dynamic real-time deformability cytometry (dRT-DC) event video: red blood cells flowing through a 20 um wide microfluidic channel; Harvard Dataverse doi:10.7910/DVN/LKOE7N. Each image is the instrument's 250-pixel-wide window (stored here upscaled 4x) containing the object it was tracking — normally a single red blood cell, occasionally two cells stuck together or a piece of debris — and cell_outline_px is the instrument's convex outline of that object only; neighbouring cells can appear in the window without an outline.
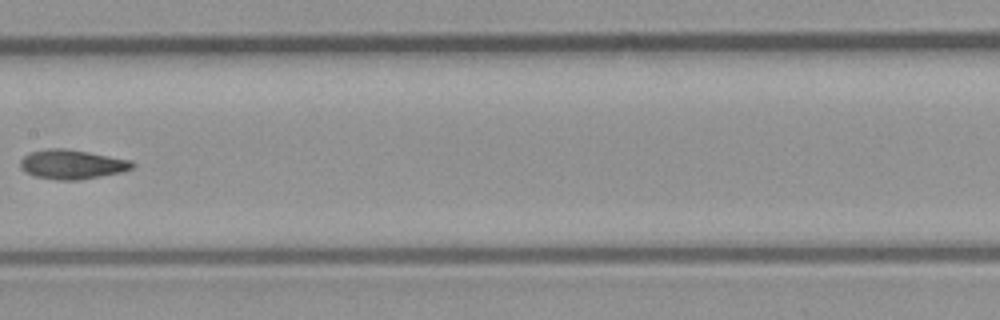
{"species": "common noctule bat (a hibernating species)", "species_latin": "Nyctalus noctula", "temperature_condition": "room temperature", "stored_images_in_passage": 8, "camera_frame_rate_fps": 3000, "um_per_image_px": 0.085, "animal": {"sex": "male", "body_mass_g": 23.1, "forearm_length_mm": 52.7}, "frame": {"image": 1, "passage_image": 7, "time_ms": 2.0, "image_size_px": [1000, 320], "cell_outline_px": [[136, 164], [132, 168], [120, 172], [80, 180], [56, 180], [32, 176], [24, 172], [20, 168], [20, 160], [24, 156], [32, 152], [48, 148], [64, 148], [88, 152], [132, 160]], "centroid_in_image_um": [6.09, 13.98], "position_along_channel_um": 201.3, "area_um2": 19.25}}
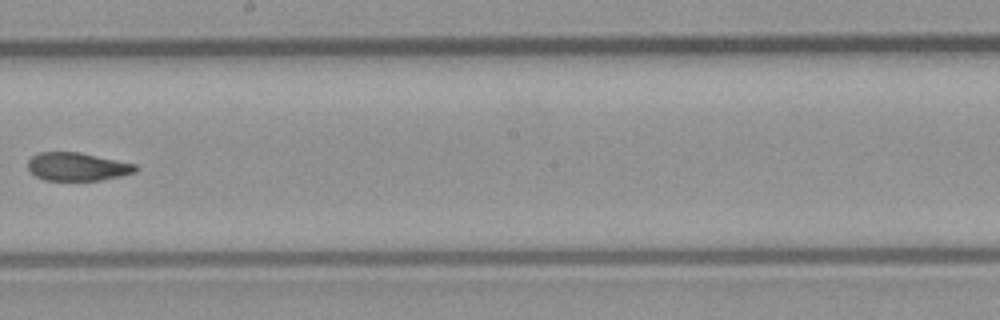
{"frame": {"image": 2, "passage_image": 8, "time_ms": 2.333, "image_size_px": [1000, 320], "cell_outline_px": [[140, 168], [136, 172], [120, 176], [100, 180], [44, 180], [36, 176], [28, 168], [28, 160], [32, 156], [40, 152], [80, 152], [136, 164]], "centroid_in_image_um": [6.6, 14.16], "position_along_channel_um": 241.6, "area_um2": 17.69}}